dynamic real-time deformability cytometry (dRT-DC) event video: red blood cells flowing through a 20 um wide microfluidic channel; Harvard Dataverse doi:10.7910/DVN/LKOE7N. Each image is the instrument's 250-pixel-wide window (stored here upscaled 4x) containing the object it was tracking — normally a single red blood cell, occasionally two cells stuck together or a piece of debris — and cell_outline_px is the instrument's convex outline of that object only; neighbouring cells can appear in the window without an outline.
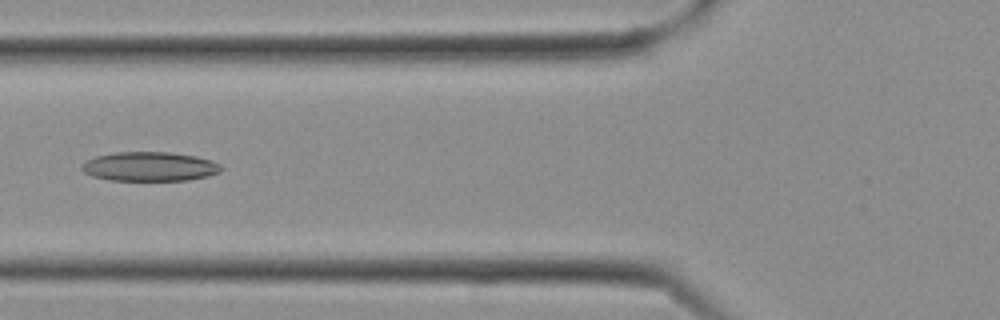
{"species": "Egyptian fruit bat (a non-hibernating species)", "species_latin": "Rousettus aegyptiacus", "temperature_condition": "cold", "stored_images_in_passage": 4, "camera_frame_rate_fps": 3000, "um_per_image_px": 0.085, "frame": {"image": 1, "passage_image": 3, "time_ms": 0.667, "image_size_px": [1000, 320], "cell_outline_px": [[224, 168], [220, 172], [208, 176], [188, 180], [108, 180], [92, 176], [84, 172], [80, 168], [88, 160], [96, 156], [116, 152], [168, 152], [196, 156], [212, 160], [220, 164]], "centroid_in_image_um": [12.76, 14.15], "position_along_channel_um": 113.0, "area_um2": 23.76}}